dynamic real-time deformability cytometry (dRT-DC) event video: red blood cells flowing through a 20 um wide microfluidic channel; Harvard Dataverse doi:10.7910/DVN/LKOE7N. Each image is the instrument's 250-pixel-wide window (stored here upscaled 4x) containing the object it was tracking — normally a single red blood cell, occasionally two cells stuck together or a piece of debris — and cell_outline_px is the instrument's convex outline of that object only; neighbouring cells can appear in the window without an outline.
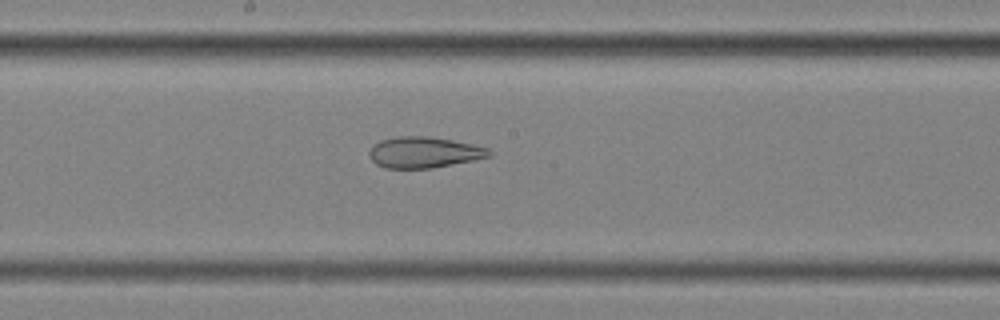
{"species": "common noctule bat (a hibernating species)", "species_latin": "Nyctalus noctula", "temperature_condition": "cold", "stored_images_in_passage": 38, "camera_frame_rate_fps": 3000, "um_per_image_px": 0.085, "animal": {"sex": "female", "body_mass_g": 25.1}, "frame": {"image": 1, "passage_image": 18, "time_ms": 5.667, "image_size_px": [1000, 320], "cell_outline_px": [[492, 152], [488, 156], [472, 160], [432, 168], [384, 168], [376, 164], [368, 156], [368, 152], [380, 140], [396, 136], [428, 136], [452, 140], [472, 144], [488, 148]], "centroid_in_image_um": [36.0, 12.94], "position_along_channel_um": 212.2, "area_um2": 21.5}}
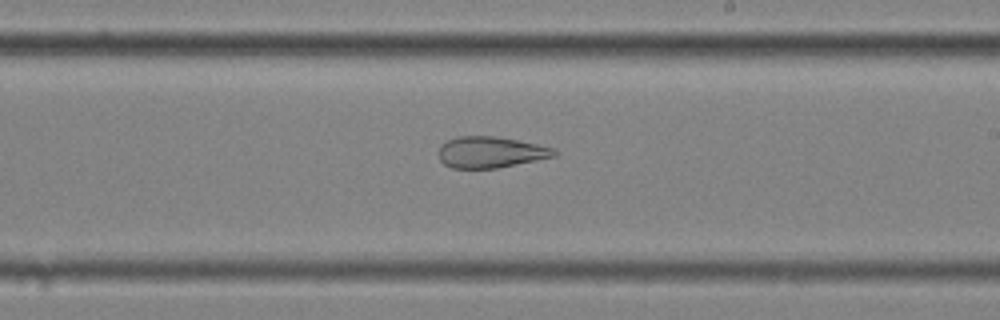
{"frame": {"image": 2, "passage_image": 21, "time_ms": 6.667, "image_size_px": [1000, 320], "cell_outline_px": [[560, 152], [556, 156], [496, 168], [452, 168], [444, 164], [440, 160], [436, 152], [440, 144], [456, 136], [496, 136], [556, 148]], "centroid_in_image_um": [41.67, 12.93], "position_along_channel_um": 247.3, "area_um2": 21.21}}
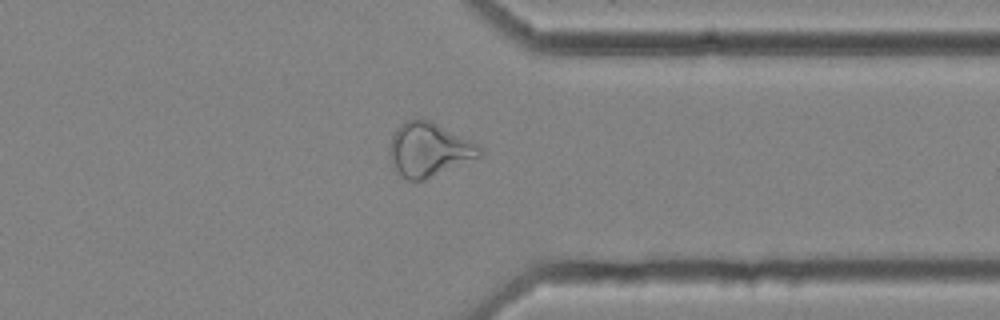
{"frame": {"image": 3, "passage_image": 32, "time_ms": 10.333, "image_size_px": [1000, 320], "cell_outline_px": [[484, 152], [480, 156], [424, 180], [408, 180], [392, 168], [388, 152], [388, 148], [392, 136], [396, 128], [404, 120], [416, 116], [420, 116], [480, 144], [484, 148]], "centroid_in_image_um": [36.43, 12.68], "position_along_channel_um": 375.0, "area_um2": 28.73}}